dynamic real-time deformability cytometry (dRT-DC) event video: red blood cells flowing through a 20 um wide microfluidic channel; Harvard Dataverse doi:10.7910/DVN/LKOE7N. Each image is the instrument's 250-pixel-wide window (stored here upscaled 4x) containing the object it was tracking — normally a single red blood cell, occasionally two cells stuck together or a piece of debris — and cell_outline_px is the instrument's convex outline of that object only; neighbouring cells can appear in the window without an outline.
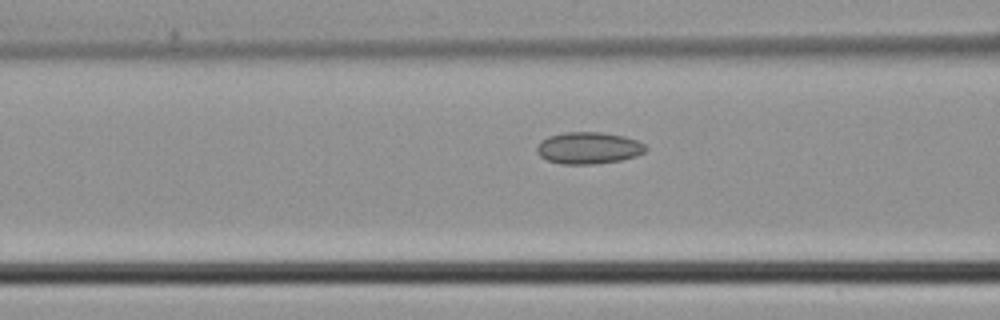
{"species": "common noctule bat (a hibernating species)", "species_latin": "Nyctalus noctula", "temperature_condition": "cold", "stored_images_in_passage": 15, "camera_frame_rate_fps": 3000, "um_per_image_px": 0.085, "animal": {"sex": "male", "body_mass_g": 21.5, "forearm_length_mm": 52.0}, "frame": {"image": 1, "passage_image": 13, "time_ms": 4.0, "image_size_px": [1000, 320], "cell_outline_px": [[648, 148], [644, 152], [636, 156], [620, 160], [592, 164], [564, 164], [548, 160], [540, 156], [536, 152], [536, 148], [540, 140], [548, 136], [564, 132], [600, 132], [624, 136], [636, 140], [644, 144]], "centroid_in_image_um": [50.0, 12.57], "position_along_channel_um": 116.6, "area_um2": 20.17}}